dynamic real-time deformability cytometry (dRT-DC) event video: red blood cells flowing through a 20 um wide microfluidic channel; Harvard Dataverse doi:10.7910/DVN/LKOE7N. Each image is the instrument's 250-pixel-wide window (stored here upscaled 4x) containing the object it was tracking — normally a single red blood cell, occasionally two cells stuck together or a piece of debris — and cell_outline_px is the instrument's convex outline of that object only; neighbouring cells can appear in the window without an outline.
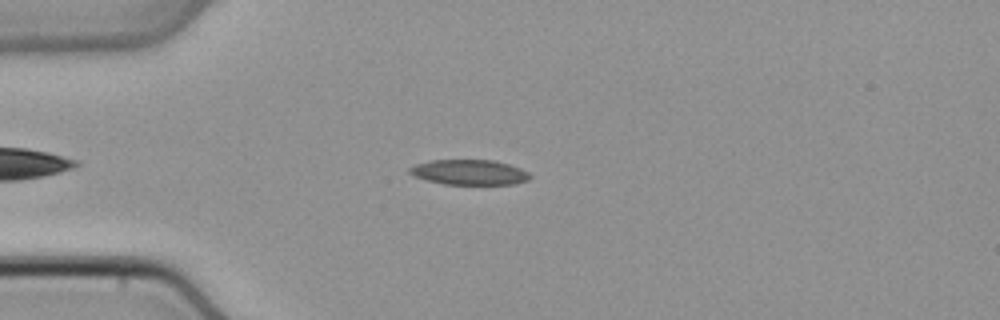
{"species": "common noctule bat (a hibernating species)", "species_latin": "Nyctalus noctula", "temperature_condition": "cold", "stored_images_in_passage": 45, "camera_frame_rate_fps": 3000, "um_per_image_px": 0.085, "animal": {"sex": "male", "body_mass_g": 21.5, "forearm_length_mm": 52.0}, "frame": {"image": 1, "passage_image": 9, "time_ms": 2.667, "image_size_px": [1000, 320], "cell_outline_px": [[532, 176], [528, 180], [516, 184], [444, 184], [412, 176], [408, 172], [408, 168], [416, 164], [432, 160], [492, 160], [508, 164], [520, 168], [528, 172]], "centroid_in_image_um": [39.88, 14.64], "position_along_channel_um": 45.1, "area_um2": 17.63}}
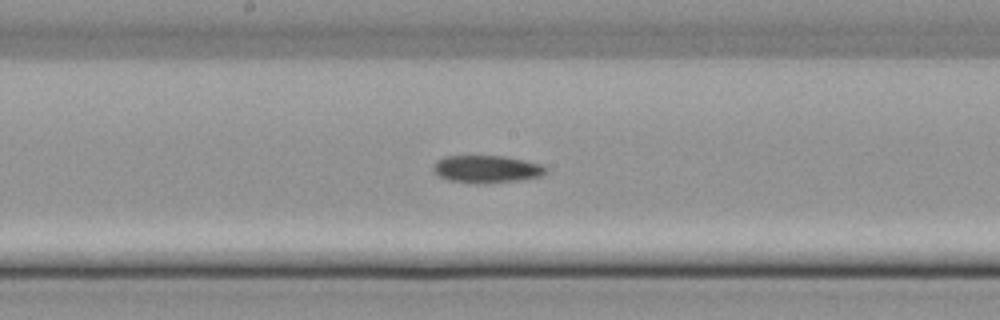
{"frame": {"image": 2, "passage_image": 22, "time_ms": 7.0, "image_size_px": [1000, 320], "cell_outline_px": [[548, 168], [540, 176], [520, 180], [476, 184], [448, 180], [432, 172], [432, 164], [436, 160], [444, 156], [504, 156], [524, 160], [540, 164]], "centroid_in_image_um": [41.29, 14.37], "position_along_channel_um": 206.9, "area_um2": 18.09}}
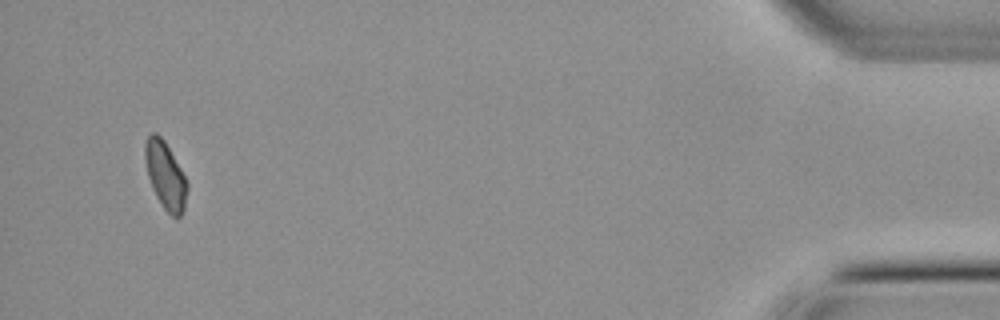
{"frame": {"image": 3, "passage_image": 43, "time_ms": 14.0, "image_size_px": [1000, 320], "cell_outline_px": [[188, 188], [184, 212], [176, 220], [164, 208], [156, 196], [152, 188], [148, 176], [144, 160], [144, 144], [148, 136], [152, 132], [156, 132], [164, 140], [180, 168], [188, 184]], "centroid_in_image_um": [14.05, 14.92], "position_along_channel_um": 421.1, "area_um2": 16.59}}